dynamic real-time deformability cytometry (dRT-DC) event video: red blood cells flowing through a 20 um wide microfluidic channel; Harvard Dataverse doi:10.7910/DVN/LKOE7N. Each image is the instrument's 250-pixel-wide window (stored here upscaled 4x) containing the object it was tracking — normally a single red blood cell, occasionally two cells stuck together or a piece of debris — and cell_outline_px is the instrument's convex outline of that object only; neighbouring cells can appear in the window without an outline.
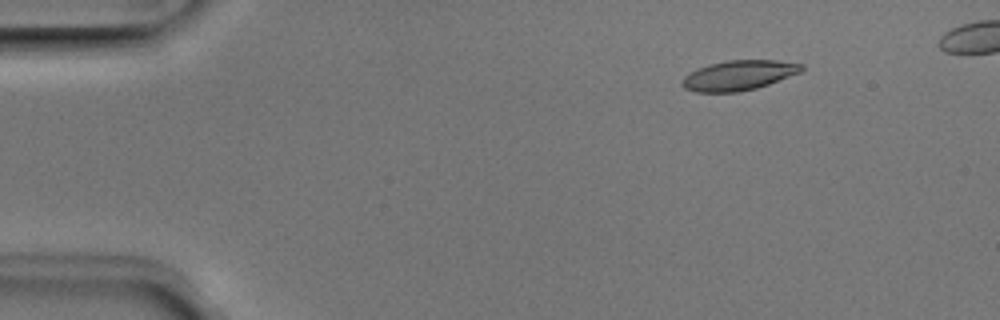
{"species": "Egyptian fruit bat (a non-hibernating species)", "species_latin": "Rousettus aegyptiacus", "temperature_condition": "room temperature", "stored_images_in_passage": 48, "camera_frame_rate_fps": 3000, "um_per_image_px": 0.085, "animal": {"sex": "male"}, "frame": {"image": 1, "passage_image": 7, "time_ms": 2.0, "image_size_px": [1000, 320], "cell_outline_px": [[804, 68], [800, 72], [768, 84], [756, 88], [736, 92], [696, 92], [684, 88], [680, 84], [684, 76], [688, 72], [708, 64], [728, 60], [776, 60], [804, 64]], "centroid_in_image_um": [62.75, 6.39], "position_along_channel_um": 22.2, "area_um2": 20.81}}
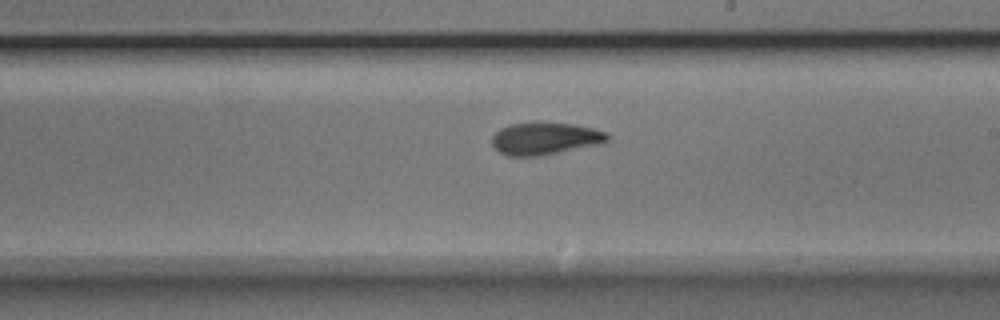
{"frame": {"image": 2, "passage_image": 30, "time_ms": 9.667, "image_size_px": [1000, 320], "cell_outline_px": [[612, 136], [608, 144], [544, 156], [508, 156], [500, 152], [492, 144], [492, 136], [500, 128], [512, 124], [536, 120], [540, 120], [572, 124], [592, 128], [608, 132]], "centroid_in_image_um": [46.45, 11.77], "position_along_channel_um": 242.6, "area_um2": 22.95}}
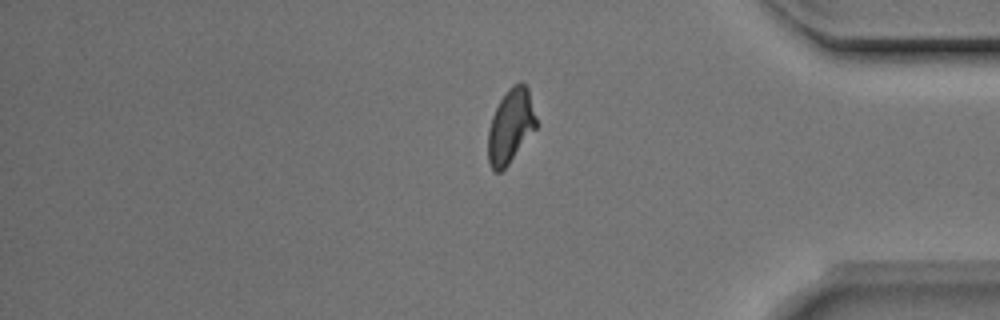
{"frame": {"image": 3, "passage_image": 43, "time_ms": 14.0, "image_size_px": [1000, 320], "cell_outline_px": [[536, 128], [508, 164], [500, 172], [496, 172], [488, 164], [488, 128], [492, 116], [500, 100], [508, 88], [512, 84], [520, 80], [528, 88], [536, 120]], "centroid_in_image_um": [43.38, 10.7], "position_along_channel_um": 391.8, "area_um2": 20.63}}